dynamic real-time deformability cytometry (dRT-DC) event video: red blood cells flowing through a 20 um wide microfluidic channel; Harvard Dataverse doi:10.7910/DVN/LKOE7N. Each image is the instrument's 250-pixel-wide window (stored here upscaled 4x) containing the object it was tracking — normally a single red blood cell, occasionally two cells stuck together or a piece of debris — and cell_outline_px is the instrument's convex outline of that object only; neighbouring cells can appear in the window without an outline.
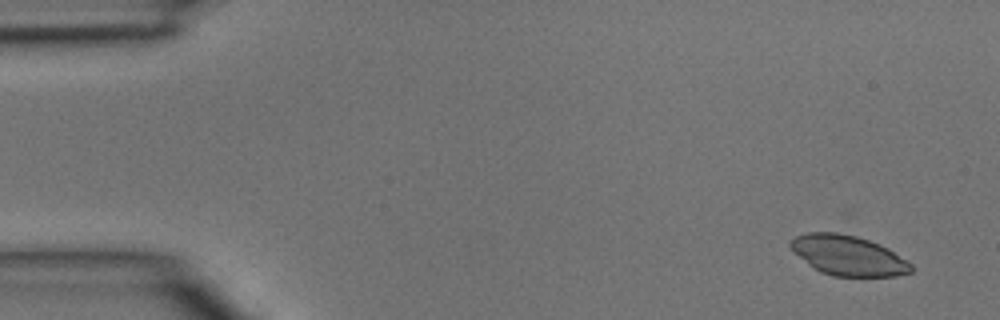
{"species": "common noctule bat (a hibernating species)", "species_latin": "Nyctalus noctula", "temperature_condition": "room temperature", "stored_images_in_passage": 4, "camera_frame_rate_fps": 3000, "um_per_image_px": 0.085, "animal": {"sex": "male", "body_mass_g": 15.6}, "frame": {"image": 1, "passage_image": 1, "time_ms": 0.0, "image_size_px": [1000, 320], "cell_outline_px": [[912, 272], [896, 276], [832, 276], [820, 272], [812, 268], [788, 244], [788, 240], [796, 236], [808, 232], [848, 232], [880, 244], [888, 248], [912, 264]], "centroid_in_image_um": [72.09, 21.69], "position_along_channel_um": 12.9, "area_um2": 28.32}}